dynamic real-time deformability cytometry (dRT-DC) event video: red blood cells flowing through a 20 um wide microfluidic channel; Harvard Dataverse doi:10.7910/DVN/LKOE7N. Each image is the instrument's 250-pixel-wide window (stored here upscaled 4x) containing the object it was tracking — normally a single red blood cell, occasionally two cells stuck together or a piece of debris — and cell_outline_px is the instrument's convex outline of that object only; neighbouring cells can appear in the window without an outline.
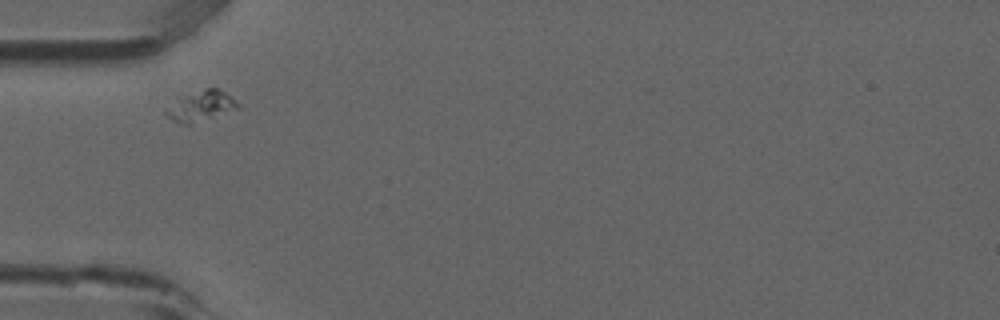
{"species": "common noctule bat (a hibernating species)", "species_latin": "Nyctalus noctula", "temperature_condition": "room temperature", "stored_images_in_passage": 6, "camera_frame_rate_fps": 3000, "um_per_image_px": 0.085, "animal": {"sex": "male", "forearm_length_mm": 52.5}, "frame": {"image": 1, "passage_image": 1, "time_ms": 0.0, "image_size_px": [1000, 320], "cell_outline_px": [[240, 108], [192, 124], [180, 124], [172, 120], [164, 112], [176, 96], [204, 88], [220, 88], [236, 100], [240, 104]], "centroid_in_image_um": [17.06, 8.98], "position_along_channel_um": 67.9, "area_um2": 13.12}}
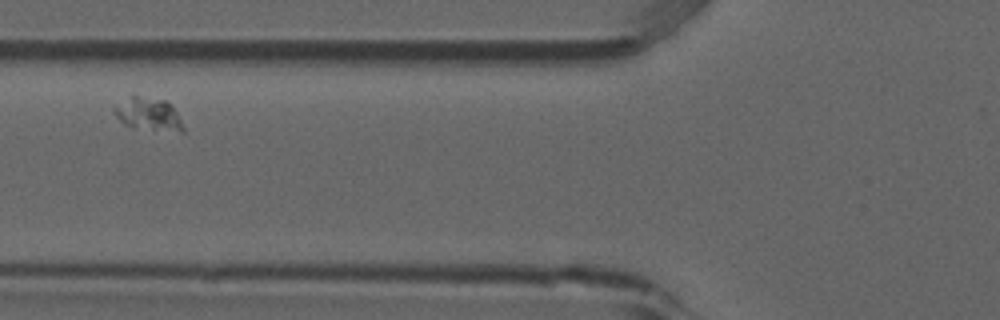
{"frame": {"image": 2, "passage_image": 2, "time_ms": 0.333, "image_size_px": [1000, 320], "cell_outline_px": [[184, 132], [180, 132], [132, 128], [124, 124], [116, 116], [112, 108], [132, 92], [164, 100], [172, 104], [184, 128]], "centroid_in_image_um": [12.58, 9.66], "position_along_channel_um": 113.2, "area_um2": 13.76}}
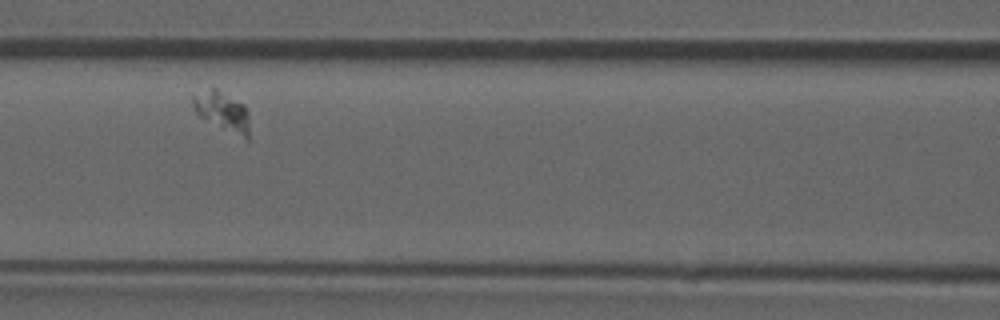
{"frame": {"image": 3, "passage_image": 3, "time_ms": 0.667, "image_size_px": [1000, 320], "cell_outline_px": [[248, 140], [244, 140], [196, 116], [192, 108], [192, 96], [212, 88], [216, 88], [244, 104], [248, 112]], "centroid_in_image_um": [18.88, 9.51], "position_along_channel_um": 147.7, "area_um2": 13.29}}